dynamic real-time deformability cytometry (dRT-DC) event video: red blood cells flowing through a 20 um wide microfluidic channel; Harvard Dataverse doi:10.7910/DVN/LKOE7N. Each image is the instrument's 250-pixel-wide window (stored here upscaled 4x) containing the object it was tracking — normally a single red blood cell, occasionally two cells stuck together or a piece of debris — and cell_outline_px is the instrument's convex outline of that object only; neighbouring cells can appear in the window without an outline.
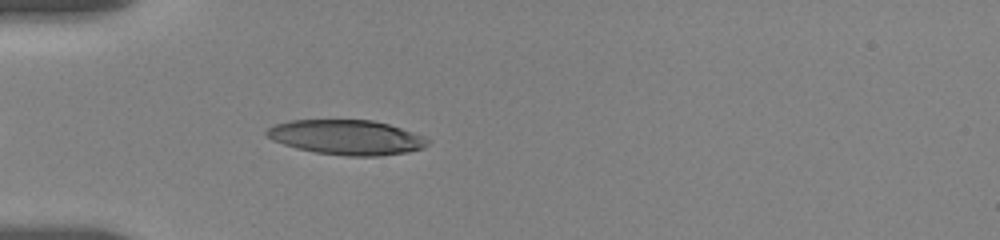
{"species": "human", "species_latin": "Homo sapiens", "temperature_condition": "room temperature", "stored_images_in_passage": 20, "camera_frame_rate_fps": 3000, "um_per_image_px": 0.085, "donor": {"sex": "female"}, "frame": {"image": 1, "passage_image": 5, "time_ms": 1.333, "image_size_px": [1000, 240], "cell_outline_px": [[432, 140], [424, 148], [408, 152], [376, 156], [348, 156], [316, 152], [296, 148], [272, 140], [264, 132], [272, 124], [288, 120], [372, 120], [388, 124], [412, 132]], "centroid_in_image_um": [29.44, 11.67], "position_along_channel_um": 55.6, "area_um2": 32.66}}
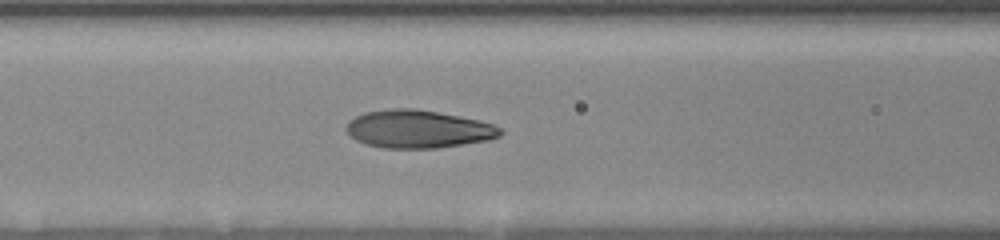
{"frame": {"image": 2, "passage_image": 13, "time_ms": 3.667, "image_size_px": [1000, 240], "cell_outline_px": [[504, 132], [500, 136], [488, 140], [436, 148], [384, 148], [368, 144], [356, 140], [344, 128], [348, 120], [364, 112], [392, 108], [416, 108], [480, 120], [492, 124], [500, 128]], "centroid_in_image_um": [35.53, 10.96], "position_along_channel_um": 131.1, "area_um2": 34.04}}
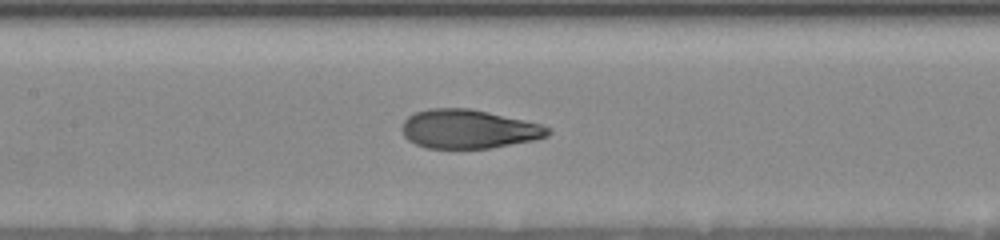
{"frame": {"image": 3, "passage_image": 17, "time_ms": 4.667, "image_size_px": [1000, 240], "cell_outline_px": [[552, 132], [548, 136], [536, 140], [492, 148], [424, 148], [408, 140], [404, 136], [400, 128], [404, 120], [408, 116], [416, 112], [432, 108], [468, 108], [488, 112], [524, 120], [540, 124], [552, 128]], "centroid_in_image_um": [39.84, 10.98], "position_along_channel_um": 167.6, "area_um2": 33.29}}